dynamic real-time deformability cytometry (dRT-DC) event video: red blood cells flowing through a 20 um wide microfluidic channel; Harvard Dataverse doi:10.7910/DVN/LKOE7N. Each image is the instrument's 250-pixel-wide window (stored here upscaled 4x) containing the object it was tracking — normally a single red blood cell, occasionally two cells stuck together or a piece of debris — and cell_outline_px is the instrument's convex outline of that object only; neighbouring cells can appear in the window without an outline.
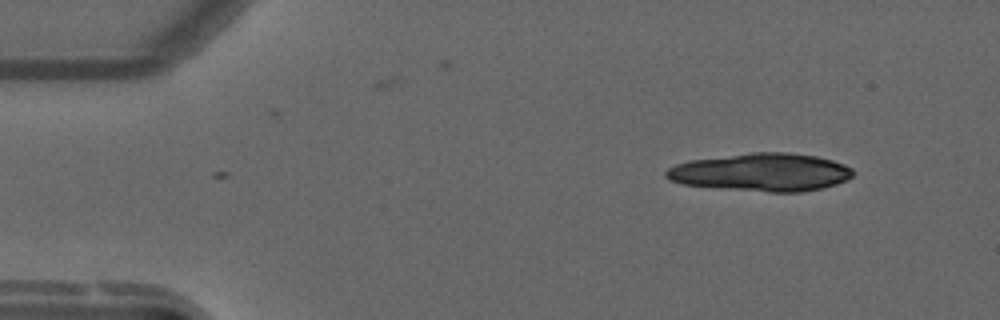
{"species": "common noctule bat (a hibernating species)", "species_latin": "Nyctalus noctula", "temperature_condition": "warm", "stored_images_in_passage": 3, "camera_frame_rate_fps": 3000, "um_per_image_px": 0.085, "animal": {"sex": "male", "forearm_length_mm": 52.5}, "frame": {"image": 1, "passage_image": 1, "time_ms": 0.0, "image_size_px": [1000, 320], "cell_outline_px": [[856, 172], [848, 180], [824, 188], [800, 192], [772, 192], [680, 184], [668, 180], [664, 176], [664, 172], [668, 168], [676, 164], [688, 160], [752, 152], [788, 152], [816, 156], [832, 160], [844, 164], [852, 168]], "centroid_in_image_um": [64.72, 14.63], "position_along_channel_um": 20.3, "area_um2": 41.56}}